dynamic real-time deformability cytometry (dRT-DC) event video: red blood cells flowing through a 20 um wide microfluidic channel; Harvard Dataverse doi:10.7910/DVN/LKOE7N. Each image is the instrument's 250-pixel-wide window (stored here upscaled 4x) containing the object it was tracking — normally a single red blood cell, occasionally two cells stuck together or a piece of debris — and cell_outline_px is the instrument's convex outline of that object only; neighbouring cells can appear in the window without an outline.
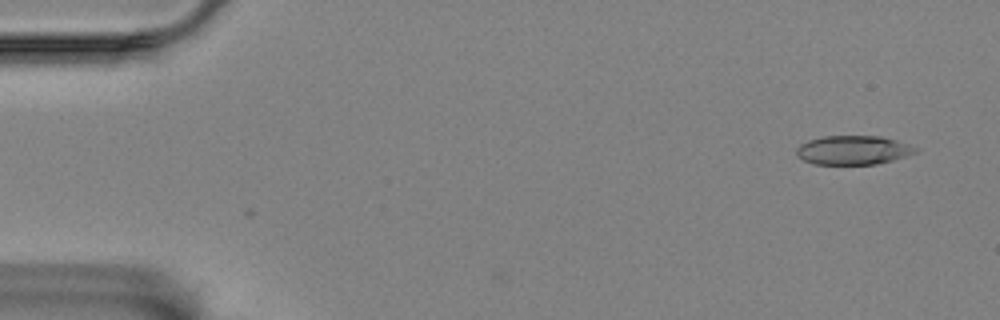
{"species": "Egyptian fruit bat (a non-hibernating species)", "species_latin": "Rousettus aegyptiacus", "temperature_condition": "room temperature", "stored_images_in_passage": 2, "camera_frame_rate_fps": 3000, "um_per_image_px": 0.085, "animal": {"sex": "female"}, "frame": {"image": 1, "passage_image": 2, "time_ms": 0.333, "image_size_px": [1000, 320], "cell_outline_px": [[920, 148], [916, 152], [892, 160], [876, 164], [812, 164], [796, 156], [796, 148], [800, 144], [808, 140], [820, 136], [880, 136], [896, 140]], "centroid_in_image_um": [72.48, 12.75], "position_along_channel_um": 12.5, "area_um2": 20.17}}